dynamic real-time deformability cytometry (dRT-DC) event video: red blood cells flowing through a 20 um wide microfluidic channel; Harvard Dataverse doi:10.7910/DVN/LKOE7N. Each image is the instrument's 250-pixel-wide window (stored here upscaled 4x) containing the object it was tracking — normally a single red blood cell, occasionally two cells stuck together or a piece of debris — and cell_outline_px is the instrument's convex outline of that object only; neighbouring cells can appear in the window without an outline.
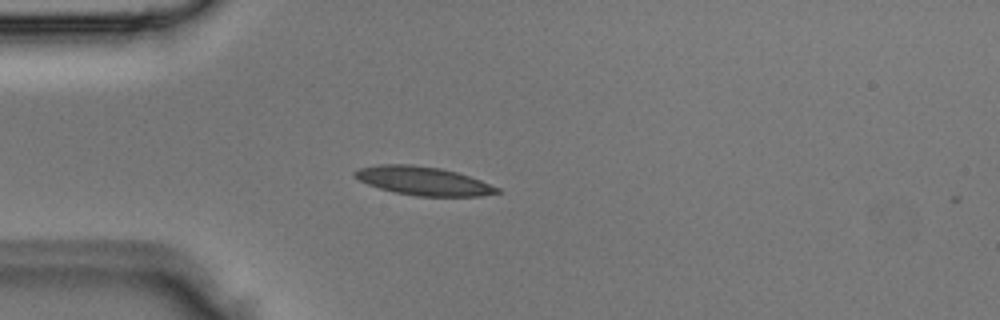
{"species": "Egyptian fruit bat (a non-hibernating species)", "species_latin": "Rousettus aegyptiacus", "temperature_condition": "room temperature", "stored_images_in_passage": 2, "camera_frame_rate_fps": 3000, "um_per_image_px": 0.085, "animal": {"sex": "male"}, "frame": {"image": 1, "passage_image": 2, "time_ms": 0.333, "image_size_px": [1000, 320], "cell_outline_px": [[500, 192], [480, 196], [416, 196], [396, 192], [380, 188], [368, 184], [360, 180], [352, 172], [360, 168], [380, 164], [412, 164], [440, 168], [456, 172], [480, 180], [500, 188]], "centroid_in_image_um": [35.98, 15.37], "position_along_channel_um": 49.0, "area_um2": 23.41}}